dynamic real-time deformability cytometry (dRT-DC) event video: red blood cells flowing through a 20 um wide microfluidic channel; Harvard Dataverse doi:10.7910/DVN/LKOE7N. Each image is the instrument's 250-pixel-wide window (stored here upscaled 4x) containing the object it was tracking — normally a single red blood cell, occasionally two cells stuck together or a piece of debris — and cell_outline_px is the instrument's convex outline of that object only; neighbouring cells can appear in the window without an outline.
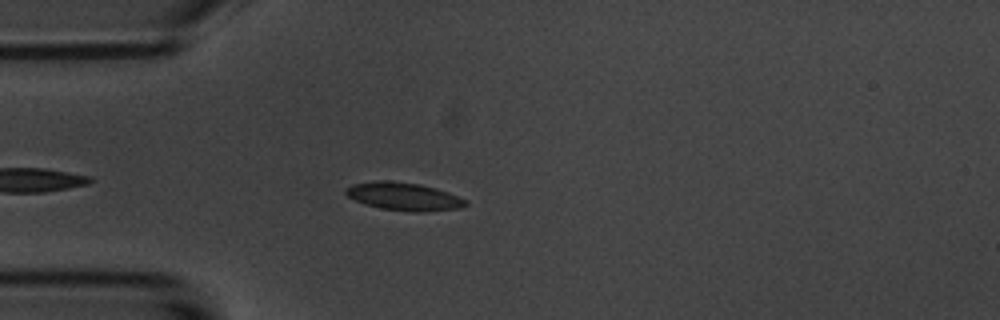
{"species": "common noctule bat (a hibernating species)", "species_latin": "Nyctalus noctula", "temperature_condition": "room temperature", "stored_images_in_passage": 21, "camera_frame_rate_fps": 3000, "um_per_image_px": 0.085, "animal": {"sex": "male", "body_mass_g": 20.1, "forearm_length_mm": 53.5}, "frame": {"image": 1, "passage_image": 6, "time_ms": 1.667, "image_size_px": [1000, 320], "cell_outline_px": [[468, 204], [460, 208], [424, 212], [412, 212], [380, 208], [364, 204], [348, 196], [344, 192], [344, 188], [352, 184], [376, 180], [388, 180], [420, 184], [436, 188], [448, 192], [464, 200]], "centroid_in_image_um": [34.28, 16.69], "position_along_channel_um": 50.7, "area_um2": 19.54}}
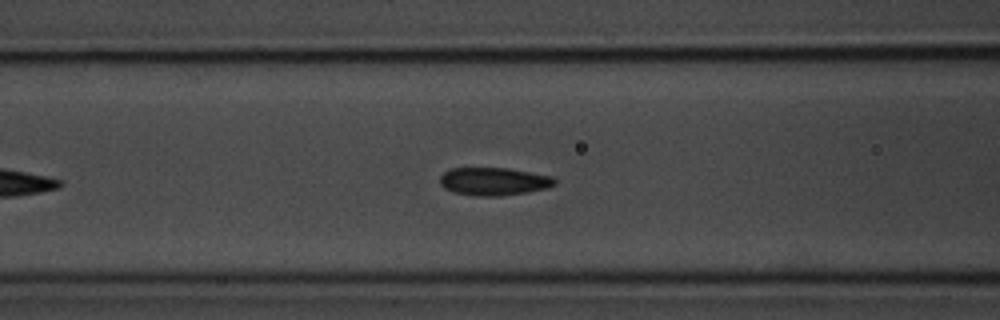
{"frame": {"image": 2, "passage_image": 13, "time_ms": 4.0, "image_size_px": [1000, 320], "cell_outline_px": [[556, 184], [548, 188], [528, 192], [500, 196], [476, 196], [452, 192], [444, 188], [440, 184], [440, 176], [448, 168], [508, 168], [552, 176], [556, 180]], "centroid_in_image_um": [41.96, 15.42], "position_along_channel_um": 124.6, "area_um2": 18.84}}
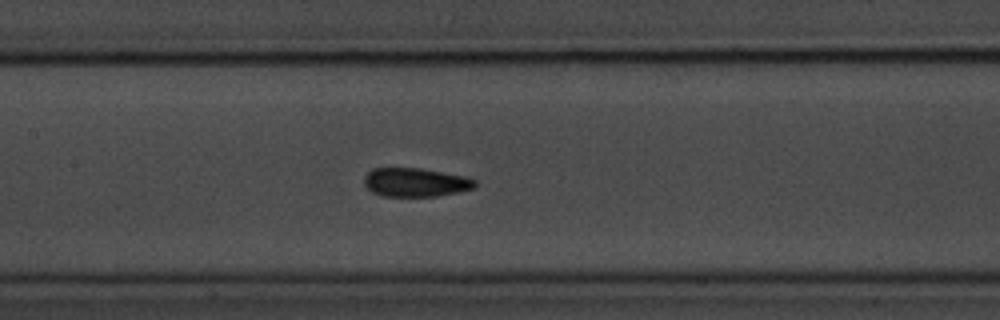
{"frame": {"image": 3, "passage_image": 17, "time_ms": 5.333, "image_size_px": [1000, 320], "cell_outline_px": [[476, 188], [460, 192], [436, 196], [384, 196], [372, 192], [364, 184], [364, 176], [372, 168], [420, 168], [468, 176], [476, 180]], "centroid_in_image_um": [35.36, 15.49], "position_along_channel_um": 172.0, "area_um2": 18.79}}